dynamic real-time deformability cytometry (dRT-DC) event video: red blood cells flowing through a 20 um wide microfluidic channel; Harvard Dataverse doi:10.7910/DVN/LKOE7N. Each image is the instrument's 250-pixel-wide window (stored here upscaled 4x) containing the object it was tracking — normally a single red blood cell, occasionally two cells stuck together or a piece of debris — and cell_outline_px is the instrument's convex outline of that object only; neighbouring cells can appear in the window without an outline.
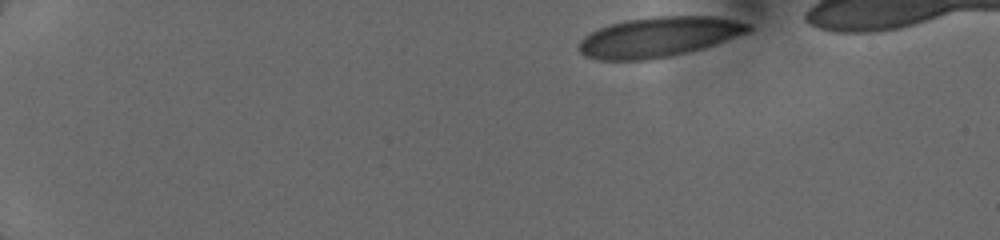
{"species": "human", "species_latin": "Homo sapiens", "temperature_condition": "cold", "stored_images_in_passage": 9, "camera_frame_rate_fps": 3000, "um_per_image_px": 0.085, "donor": {"sex": "female"}, "frame": {"image": 1, "passage_image": 1, "time_ms": 0.0, "image_size_px": [1000, 240], "cell_outline_px": [[752, 32], [704, 48], [668, 56], [648, 60], [600, 60], [588, 56], [580, 52], [580, 40], [584, 36], [608, 24], [624, 20], [652, 16], [712, 16], [752, 24]], "centroid_in_image_um": [56.04, 3.13], "position_along_channel_um": 29.0, "area_um2": 39.54}}
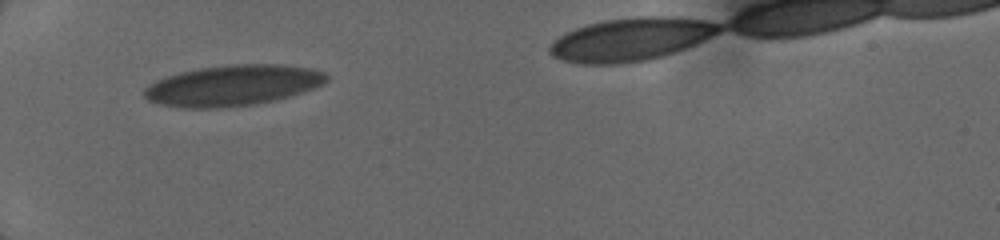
{"frame": {"image": 2, "passage_image": 6, "time_ms": 3.333, "image_size_px": [1000, 240], "cell_outline_px": [[328, 80], [312, 88], [276, 100], [252, 104], [216, 108], [188, 108], [164, 104], [148, 100], [144, 96], [144, 88], [148, 84], [156, 80], [180, 72], [200, 68], [228, 64], [284, 64], [308, 68], [324, 72], [328, 76]], "centroid_in_image_um": [19.77, 7.24], "position_along_channel_um": 65.2, "area_um2": 42.83}}
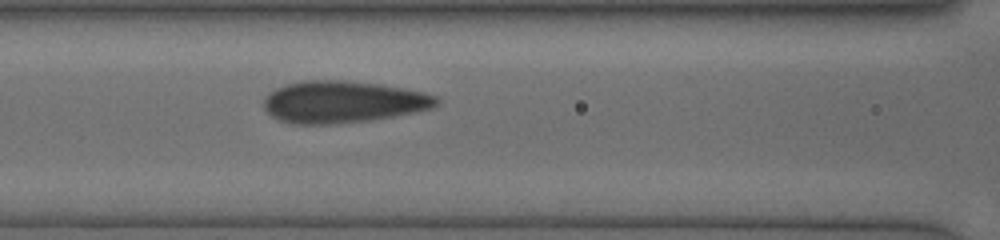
{"frame": {"image": 3, "passage_image": 9, "time_ms": 5.333, "image_size_px": [1000, 240], "cell_outline_px": [[440, 104], [432, 108], [416, 112], [372, 120], [336, 124], [292, 124], [280, 120], [272, 116], [264, 108], [264, 96], [276, 88], [300, 80], [344, 80], [380, 84], [404, 88], [424, 92], [436, 96], [440, 100]], "centroid_in_image_um": [29.17, 8.66], "position_along_channel_um": 137.4, "area_um2": 42.54}}